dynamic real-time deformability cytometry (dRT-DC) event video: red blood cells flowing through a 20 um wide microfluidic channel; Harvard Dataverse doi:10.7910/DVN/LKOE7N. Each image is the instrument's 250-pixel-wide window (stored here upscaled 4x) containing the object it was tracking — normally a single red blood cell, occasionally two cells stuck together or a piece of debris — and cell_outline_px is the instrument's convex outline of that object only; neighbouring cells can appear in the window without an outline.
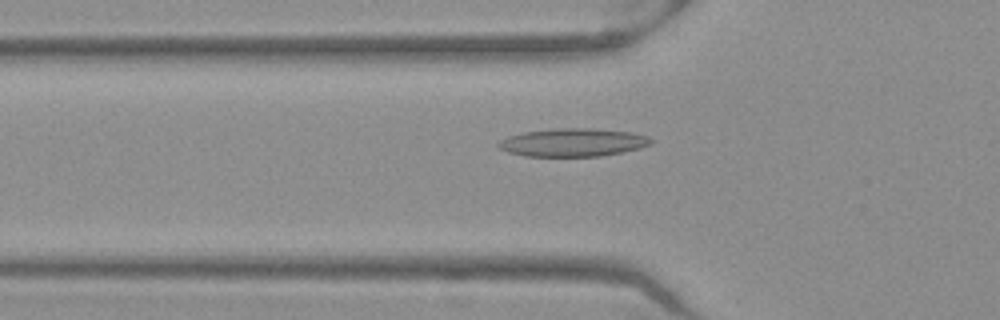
{"species": "Egyptian fruit bat (a non-hibernating species)", "species_latin": "Rousettus aegyptiacus", "temperature_condition": "warm", "stored_images_in_passage": 50, "camera_frame_rate_fps": 3000, "um_per_image_px": 0.085, "frame": {"image": 1, "passage_image": 18, "time_ms": 5.667, "image_size_px": [1000, 320], "cell_outline_px": [[656, 140], [652, 144], [640, 148], [600, 156], [524, 156], [508, 152], [500, 148], [496, 144], [500, 140], [508, 136], [524, 132], [556, 128], [592, 128], [632, 132], [648, 136]], "centroid_in_image_um": [48.73, 12.1], "position_along_channel_um": 77.1, "area_um2": 25.09}}
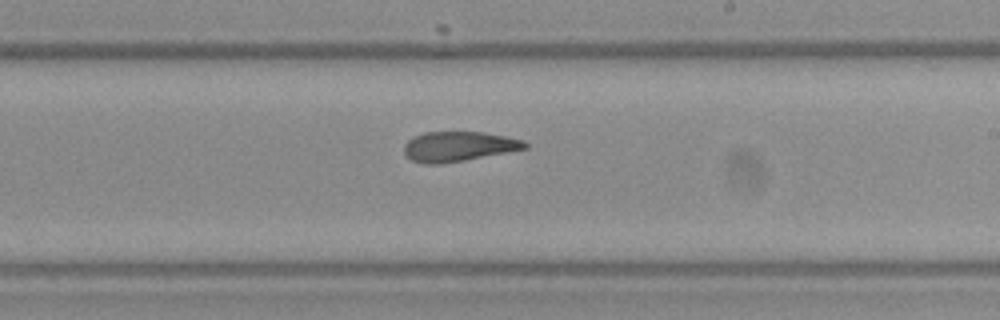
{"frame": {"image": 2, "passage_image": 31, "time_ms": 10.0, "image_size_px": [1000, 320], "cell_outline_px": [[528, 148], [508, 152], [464, 160], [440, 164], [424, 164], [412, 160], [404, 152], [404, 144], [412, 136], [424, 132], [484, 132], [524, 140], [528, 144]], "centroid_in_image_um": [38.96, 12.44], "position_along_channel_um": 250.0, "area_um2": 21.04}}
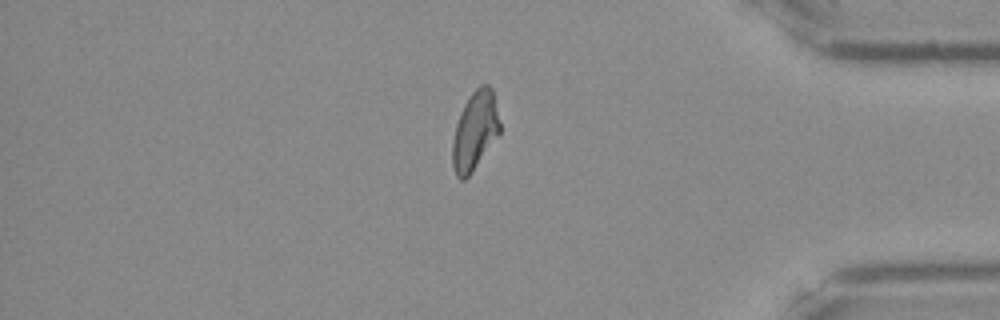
{"frame": {"image": 3, "passage_image": 44, "time_ms": 14.333, "image_size_px": [1000, 320], "cell_outline_px": [[500, 132], [472, 172], [464, 180], [460, 180], [456, 176], [452, 164], [452, 140], [456, 124], [460, 112], [464, 104], [472, 92], [480, 84], [488, 84], [492, 88], [500, 124]], "centroid_in_image_um": [40.35, 11.12], "position_along_channel_um": 394.9, "area_um2": 21.62}, "authors_computed_cell_mechanics": {"area_um2": 22.253, "velocity_mm_per_s": 3.9689, "shape_relaxation_time_tau1_ms": null, "shape_relaxation_time_tau2_ms": 2.813, "deformation_change_tau1": null, "deformation_change_tau2": 0.113}}